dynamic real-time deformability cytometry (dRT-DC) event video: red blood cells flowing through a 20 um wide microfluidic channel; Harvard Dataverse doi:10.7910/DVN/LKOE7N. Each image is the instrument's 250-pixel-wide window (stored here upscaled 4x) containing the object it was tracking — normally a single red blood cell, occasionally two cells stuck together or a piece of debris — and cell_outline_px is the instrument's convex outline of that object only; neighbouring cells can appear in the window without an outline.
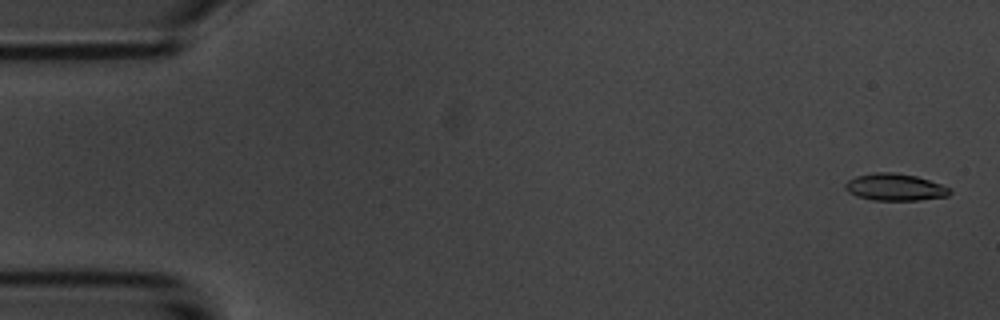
{"species": "common noctule bat (a hibernating species)", "species_latin": "Nyctalus noctula", "temperature_condition": "room temperature", "stored_images_in_passage": 5, "camera_frame_rate_fps": 3000, "um_per_image_px": 0.085, "animal": {"sex": "male", "body_mass_g": 20.1, "forearm_length_mm": 53.5}, "frame": {"image": 1, "passage_image": 1, "time_ms": 0.0, "image_size_px": [1000, 320], "cell_outline_px": [[952, 192], [948, 196], [920, 200], [872, 200], [856, 196], [848, 192], [844, 188], [844, 184], [848, 180], [856, 176], [872, 172], [896, 172], [916, 176], [952, 188]], "centroid_in_image_um": [76.06, 15.9], "position_along_channel_um": 8.9, "area_um2": 16.65}}
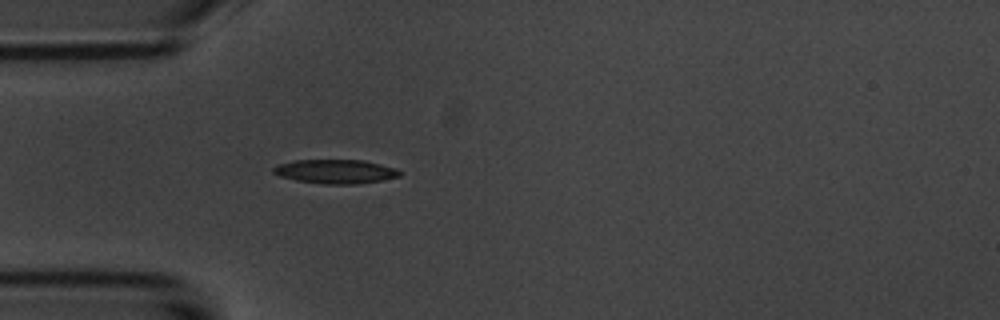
{"frame": {"image": 2, "passage_image": 5, "time_ms": 4.667, "image_size_px": [1000, 320], "cell_outline_px": [[400, 176], [380, 180], [356, 184], [324, 184], [296, 180], [280, 176], [272, 172], [272, 168], [280, 164], [292, 160], [364, 160], [396, 168], [400, 172]], "centroid_in_image_um": [28.5, 14.57], "position_along_channel_um": 56.5, "area_um2": 17.57}}